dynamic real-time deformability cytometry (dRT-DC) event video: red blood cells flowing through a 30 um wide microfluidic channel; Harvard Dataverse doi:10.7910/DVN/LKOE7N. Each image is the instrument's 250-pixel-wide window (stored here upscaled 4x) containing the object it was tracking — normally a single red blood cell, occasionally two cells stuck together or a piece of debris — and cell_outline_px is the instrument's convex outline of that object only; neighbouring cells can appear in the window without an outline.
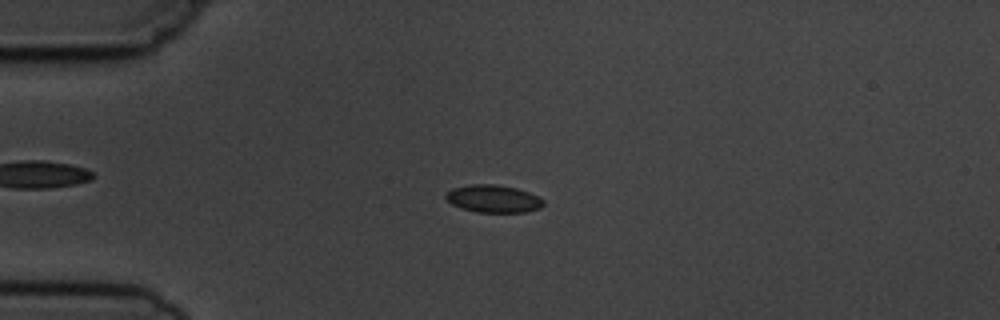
{"species": "common noctule bat (a hibernating species)", "species_latin": "Nyctalus noctula", "temperature_condition": "cold", "stored_images_in_passage": 4, "camera_frame_rate_fps": 3000, "um_per_image_px": 0.085, "animal": {"sex": "male", "body_mass_g": 19.5, "forearm_length_mm": 54.6}, "frame": {"image": 1, "passage_image": 4, "time_ms": 3.333, "image_size_px": [1000, 320], "cell_outline_px": [[544, 204], [540, 208], [524, 212], [476, 212], [460, 208], [452, 204], [444, 196], [452, 188], [468, 184], [496, 184], [516, 188], [528, 192], [544, 200]], "centroid_in_image_um": [41.91, 16.89], "position_along_channel_um": 43.1, "area_um2": 15.66}}